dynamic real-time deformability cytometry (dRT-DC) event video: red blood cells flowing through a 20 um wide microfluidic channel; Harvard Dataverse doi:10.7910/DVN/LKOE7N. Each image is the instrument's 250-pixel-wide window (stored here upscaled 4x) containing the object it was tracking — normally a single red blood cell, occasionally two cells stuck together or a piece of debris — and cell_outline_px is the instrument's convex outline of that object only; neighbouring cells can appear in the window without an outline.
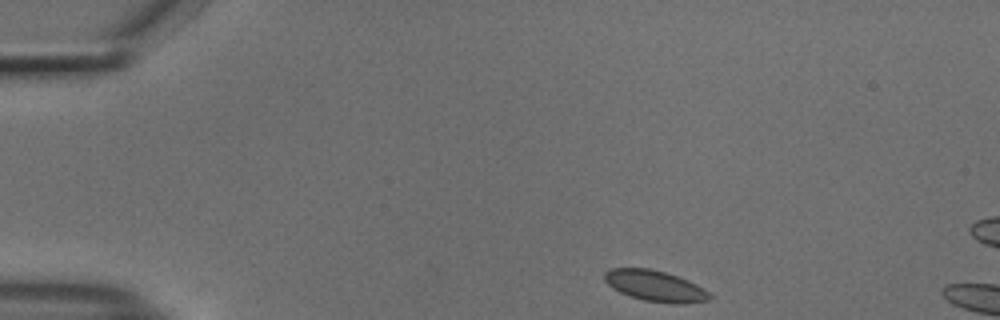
{"species": "common noctule bat (a hibernating species)", "species_latin": "Nyctalus noctula", "temperature_condition": "cold", "stored_images_in_passage": 5, "camera_frame_rate_fps": 3000, "um_per_image_px": 0.085, "animal": {"sex": "male", "body_mass_g": 18.8}, "frame": {"image": 1, "passage_image": 1, "time_ms": 0.0, "image_size_px": [1000, 320], "cell_outline_px": [[712, 296], [708, 300], [684, 304], [672, 304], [644, 300], [628, 296], [612, 288], [604, 280], [604, 272], [608, 268], [648, 268], [664, 272], [676, 276], [696, 284], [704, 288]], "centroid_in_image_um": [55.65, 24.31], "position_along_channel_um": 29.3, "area_um2": 18.96}}